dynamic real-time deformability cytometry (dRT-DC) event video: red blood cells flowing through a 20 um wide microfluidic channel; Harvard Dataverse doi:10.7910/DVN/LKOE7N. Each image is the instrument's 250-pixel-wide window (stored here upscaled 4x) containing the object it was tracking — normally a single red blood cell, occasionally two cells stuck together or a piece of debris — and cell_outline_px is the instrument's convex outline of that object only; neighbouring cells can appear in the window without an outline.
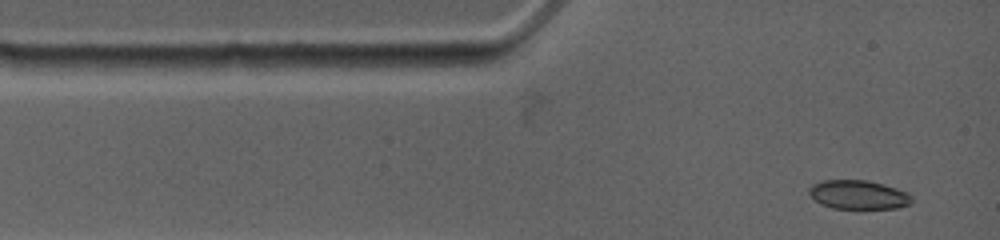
{"species": "common noctule bat (a hibernating species)", "species_latin": "Nyctalus noctula", "temperature_condition": "warm", "stored_images_in_passage": 16, "camera_frame_rate_fps": 4500, "um_per_image_px": 0.085, "animal": {"sex": "female", "body_mass_g": 19.0, "forearm_length_mm": 53.3}, "frame": {"image": 1, "passage_image": 1, "time_ms": 0.0, "image_size_px": [1000, 240], "cell_outline_px": [[912, 200], [908, 204], [896, 208], [832, 208], [816, 200], [808, 192], [808, 188], [812, 184], [820, 180], [868, 180], [884, 184], [908, 192], [912, 196]], "centroid_in_image_um": [72.96, 16.53], "position_along_channel_um": 12.0, "area_um2": 17.22}}
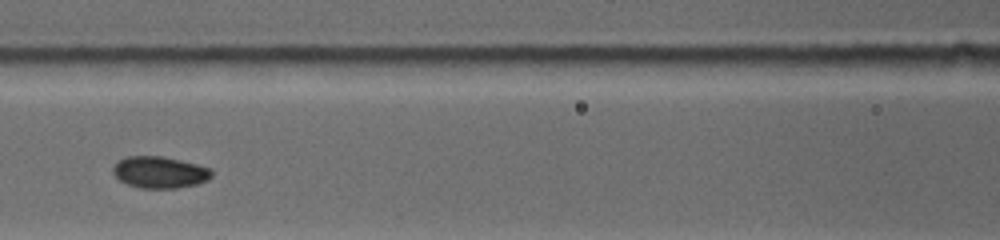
{"frame": {"image": 2, "passage_image": 10, "time_ms": 4.444, "image_size_px": [1000, 240], "cell_outline_px": [[212, 176], [208, 180], [196, 184], [176, 188], [140, 188], [128, 184], [120, 180], [112, 172], [112, 168], [120, 160], [128, 156], [160, 156], [180, 160], [196, 164], [208, 168], [212, 172]], "centroid_in_image_um": [13.57, 14.65], "position_along_channel_um": 153.0, "area_um2": 17.98}}
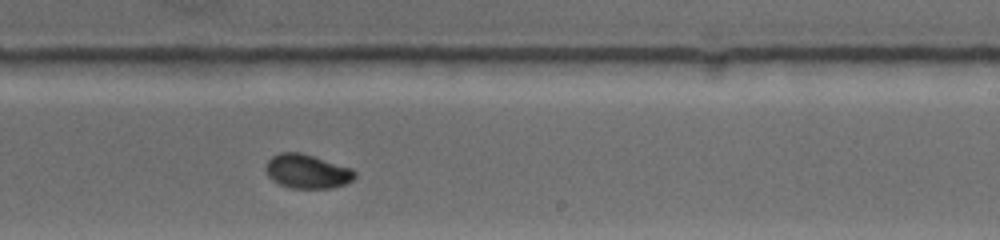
{"frame": {"image": 3, "passage_image": 16, "time_ms": 7.333, "image_size_px": [1000, 240], "cell_outline_px": [[356, 176], [352, 180], [344, 184], [332, 188], [292, 188], [280, 184], [272, 180], [268, 176], [264, 168], [264, 164], [272, 156], [280, 152], [300, 152], [352, 168], [356, 172]], "centroid_in_image_um": [26.08, 14.56], "position_along_channel_um": 262.9, "area_um2": 17.74}}